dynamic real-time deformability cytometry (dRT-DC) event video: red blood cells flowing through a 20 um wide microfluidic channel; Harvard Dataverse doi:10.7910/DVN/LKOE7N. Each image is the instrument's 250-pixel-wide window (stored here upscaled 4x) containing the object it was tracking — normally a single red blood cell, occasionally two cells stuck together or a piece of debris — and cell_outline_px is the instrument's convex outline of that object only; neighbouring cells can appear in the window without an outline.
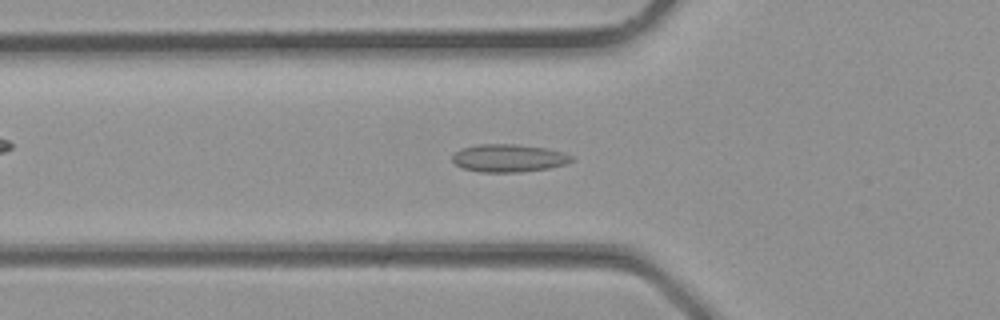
{"species": "common noctule bat (a hibernating species)", "species_latin": "Nyctalus noctula", "temperature_condition": "room temperature", "stored_images_in_passage": 24, "camera_frame_rate_fps": 3000, "um_per_image_px": 0.085, "animal": {"sex": "male", "body_mass_g": 23.1, "forearm_length_mm": 52.7}, "frame": {"image": 1, "passage_image": 3, "time_ms": 0.667, "image_size_px": [1000, 320], "cell_outline_px": [[576, 156], [572, 160], [564, 164], [548, 168], [520, 172], [480, 172], [464, 168], [456, 164], [452, 160], [452, 156], [460, 148], [476, 144], [516, 144], [548, 148], [564, 152]], "centroid_in_image_um": [43.25, 13.42], "position_along_channel_um": 82.5, "area_um2": 19.42}}
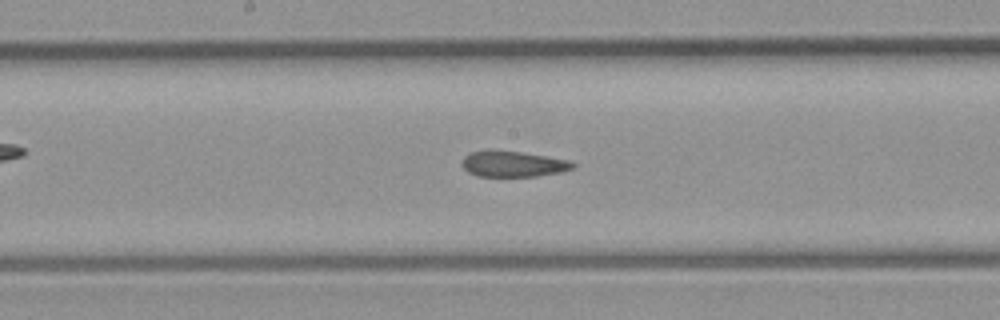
{"frame": {"image": 2, "passage_image": 9, "time_ms": 2.667, "image_size_px": [1000, 320], "cell_outline_px": [[576, 164], [572, 168], [560, 172], [536, 176], [476, 176], [468, 172], [460, 164], [464, 156], [472, 152], [520, 152], [548, 156], [568, 160]], "centroid_in_image_um": [43.62, 13.96], "position_along_channel_um": 204.6, "area_um2": 16.18}}
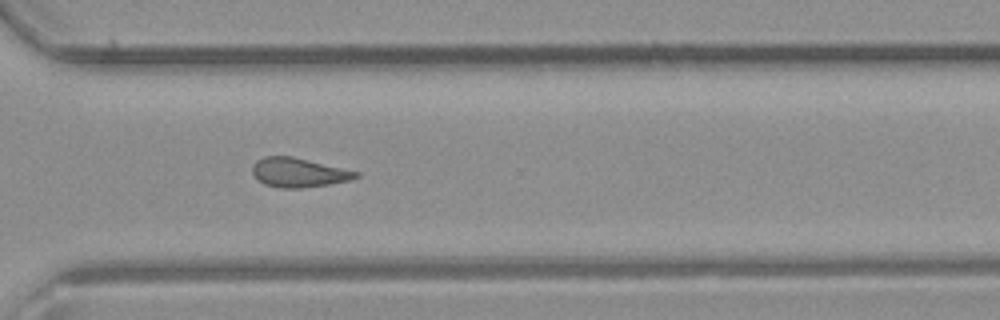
{"frame": {"image": 3, "passage_image": 16, "time_ms": 5.0, "image_size_px": [1000, 320], "cell_outline_px": [[360, 176], [352, 180], [328, 184], [300, 188], [280, 188], [264, 184], [252, 172], [252, 164], [256, 160], [264, 156], [292, 156], [360, 172]], "centroid_in_image_um": [25.39, 14.66], "position_along_channel_um": 345.2, "area_um2": 17.63}}